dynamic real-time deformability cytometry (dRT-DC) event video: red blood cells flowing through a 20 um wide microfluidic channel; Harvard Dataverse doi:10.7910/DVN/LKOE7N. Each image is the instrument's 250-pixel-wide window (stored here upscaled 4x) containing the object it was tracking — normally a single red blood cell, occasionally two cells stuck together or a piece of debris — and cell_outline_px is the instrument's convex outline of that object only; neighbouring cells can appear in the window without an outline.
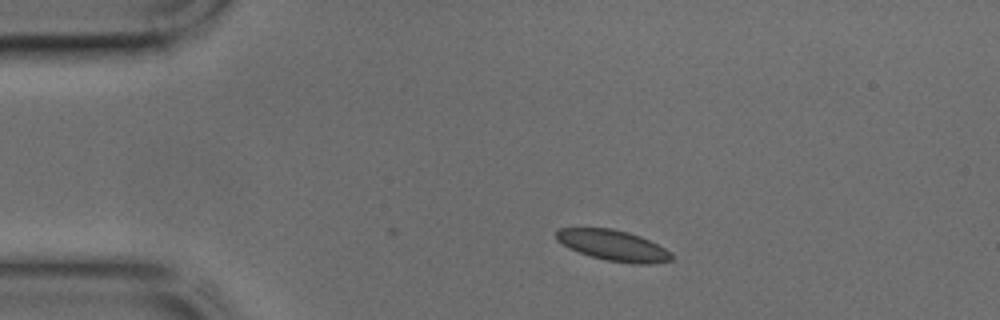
{"species": "common noctule bat (a hibernating species)", "species_latin": "Nyctalus noctula", "temperature_condition": "cold", "stored_images_in_passage": 2, "camera_frame_rate_fps": 3000, "um_per_image_px": 0.085, "animal": {"sex": "male", "body_mass_g": 17.9, "forearm_length_mm": 54.2}, "frame": {"image": 1, "passage_image": 2, "time_ms": 0.333, "image_size_px": [1000, 320], "cell_outline_px": [[676, 256], [672, 260], [648, 264], [636, 264], [604, 260], [568, 248], [556, 240], [556, 228], [612, 228], [628, 232], [640, 236], [664, 248]], "centroid_in_image_um": [52.11, 20.86], "position_along_channel_um": 32.9, "area_um2": 20.63}}